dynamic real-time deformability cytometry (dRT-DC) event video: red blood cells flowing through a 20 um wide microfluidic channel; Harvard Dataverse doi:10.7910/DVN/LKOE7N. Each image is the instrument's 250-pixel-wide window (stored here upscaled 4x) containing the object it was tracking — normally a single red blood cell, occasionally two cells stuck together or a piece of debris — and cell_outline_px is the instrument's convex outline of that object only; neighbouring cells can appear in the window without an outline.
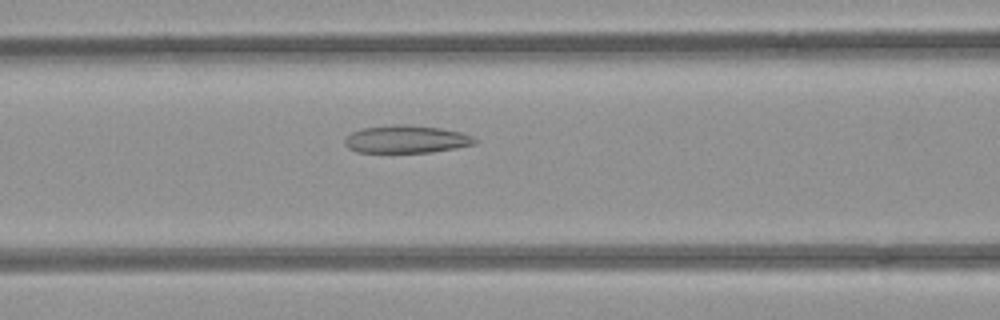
{"species": "common noctule bat (a hibernating species)", "species_latin": "Nyctalus noctula", "temperature_condition": "room temperature", "stored_images_in_passage": 37, "camera_frame_rate_fps": 3000, "um_per_image_px": 0.085, "animal": {"sex": "female", "body_mass_g": 21.9}, "frame": {"image": 1, "passage_image": 6, "time_ms": 1.667, "image_size_px": [1000, 320], "cell_outline_px": [[476, 144], [456, 148], [432, 152], [356, 152], [348, 148], [344, 144], [344, 140], [352, 132], [364, 128], [396, 124], [404, 124], [440, 128], [460, 132], [472, 136], [476, 140]], "centroid_in_image_um": [34.53, 11.84], "position_along_channel_um": 132.1, "area_um2": 20.87}}
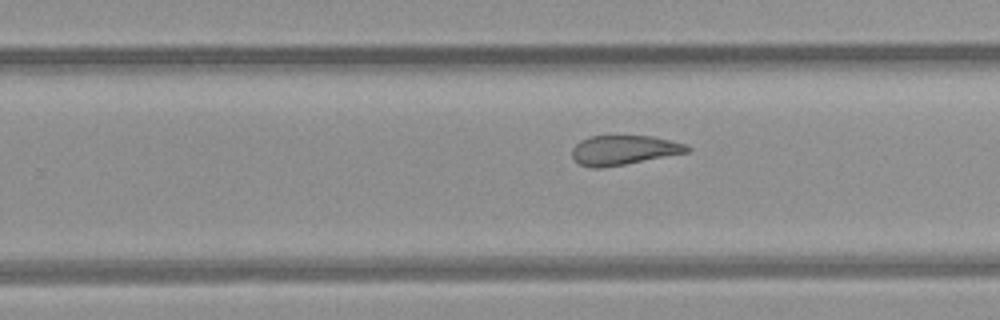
{"frame": {"image": 2, "passage_image": 17, "time_ms": 5.333, "image_size_px": [1000, 320], "cell_outline_px": [[692, 148], [688, 152], [624, 164], [600, 168], [592, 168], [580, 164], [572, 156], [572, 148], [580, 140], [588, 136], [652, 136], [672, 140], [688, 144]], "centroid_in_image_um": [53.04, 12.74], "position_along_channel_um": 276.8, "area_um2": 19.77}}
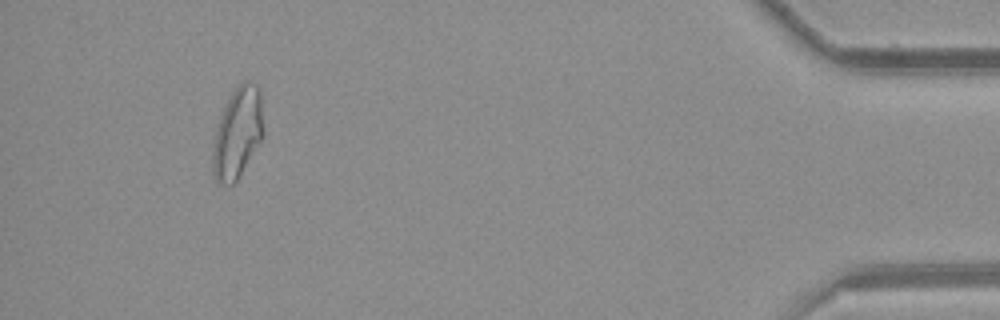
{"frame": {"image": 3, "passage_image": 33, "time_ms": 10.667, "image_size_px": [1000, 320], "cell_outline_px": [[264, 136], [236, 180], [232, 184], [220, 184], [216, 180], [212, 172], [212, 148], [216, 128], [220, 116], [232, 92], [240, 80], [248, 80], [256, 84], [260, 92], [264, 132]], "centroid_in_image_um": [20.19, 11.27], "position_along_channel_um": 415.0, "area_um2": 26.88}, "authors_computed_cell_mechanics": {"area_um2": 21.7906, "velocity_mm_per_s": 3.9488, "shape_relaxation_time_tau1_ms": null, "shape_relaxation_time_tau2_ms": 2.5937, "deformation_change_tau1": null, "deformation_change_tau2": 0.1026}}